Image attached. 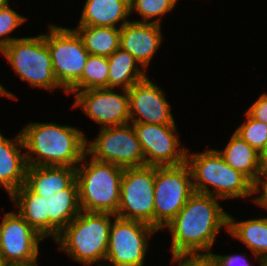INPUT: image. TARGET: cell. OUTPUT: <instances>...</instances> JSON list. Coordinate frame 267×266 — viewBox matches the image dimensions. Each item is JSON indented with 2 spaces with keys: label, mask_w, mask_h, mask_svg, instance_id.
<instances>
[{
  "label": "cell",
  "mask_w": 267,
  "mask_h": 266,
  "mask_svg": "<svg viewBox=\"0 0 267 266\" xmlns=\"http://www.w3.org/2000/svg\"><path fill=\"white\" fill-rule=\"evenodd\" d=\"M218 200L215 196L199 192L188 198L184 207L166 226L172 236V255L207 257L211 253L220 228L228 230L229 214L222 209Z\"/></svg>",
  "instance_id": "6da1fadb"
},
{
  "label": "cell",
  "mask_w": 267,
  "mask_h": 266,
  "mask_svg": "<svg viewBox=\"0 0 267 266\" xmlns=\"http://www.w3.org/2000/svg\"><path fill=\"white\" fill-rule=\"evenodd\" d=\"M21 134L30 166L76 168L86 153V135L72 126L34 122L25 125Z\"/></svg>",
  "instance_id": "7a4b0ae2"
},
{
  "label": "cell",
  "mask_w": 267,
  "mask_h": 266,
  "mask_svg": "<svg viewBox=\"0 0 267 266\" xmlns=\"http://www.w3.org/2000/svg\"><path fill=\"white\" fill-rule=\"evenodd\" d=\"M111 213L81 211L55 240L59 250L85 266L105 261L112 224ZM101 263V264H100Z\"/></svg>",
  "instance_id": "3957f363"
},
{
  "label": "cell",
  "mask_w": 267,
  "mask_h": 266,
  "mask_svg": "<svg viewBox=\"0 0 267 266\" xmlns=\"http://www.w3.org/2000/svg\"><path fill=\"white\" fill-rule=\"evenodd\" d=\"M188 152L186 163L191 170L195 192L219 199L246 198L253 194V183L227 164L216 149H206L201 153ZM209 185L215 190L211 191Z\"/></svg>",
  "instance_id": "277c9868"
},
{
  "label": "cell",
  "mask_w": 267,
  "mask_h": 266,
  "mask_svg": "<svg viewBox=\"0 0 267 266\" xmlns=\"http://www.w3.org/2000/svg\"><path fill=\"white\" fill-rule=\"evenodd\" d=\"M87 152L82 166L76 167L79 203L81 211L111 213L116 215L120 204L121 179L124 168L91 157Z\"/></svg>",
  "instance_id": "5b68a950"
},
{
  "label": "cell",
  "mask_w": 267,
  "mask_h": 266,
  "mask_svg": "<svg viewBox=\"0 0 267 266\" xmlns=\"http://www.w3.org/2000/svg\"><path fill=\"white\" fill-rule=\"evenodd\" d=\"M0 53L15 73L33 87L54 91L60 84L54 76L51 55L43 34L23 37L4 46Z\"/></svg>",
  "instance_id": "8992f818"
},
{
  "label": "cell",
  "mask_w": 267,
  "mask_h": 266,
  "mask_svg": "<svg viewBox=\"0 0 267 266\" xmlns=\"http://www.w3.org/2000/svg\"><path fill=\"white\" fill-rule=\"evenodd\" d=\"M194 192L186 162L178 166H155L154 228L165 229Z\"/></svg>",
  "instance_id": "52a82bcc"
},
{
  "label": "cell",
  "mask_w": 267,
  "mask_h": 266,
  "mask_svg": "<svg viewBox=\"0 0 267 266\" xmlns=\"http://www.w3.org/2000/svg\"><path fill=\"white\" fill-rule=\"evenodd\" d=\"M48 29L43 36L51 55L54 76L67 92L80 79L89 53L74 28L50 24Z\"/></svg>",
  "instance_id": "ba28073f"
},
{
  "label": "cell",
  "mask_w": 267,
  "mask_h": 266,
  "mask_svg": "<svg viewBox=\"0 0 267 266\" xmlns=\"http://www.w3.org/2000/svg\"><path fill=\"white\" fill-rule=\"evenodd\" d=\"M155 166L124 168L120 204L115 216L154 227Z\"/></svg>",
  "instance_id": "9c48e42d"
},
{
  "label": "cell",
  "mask_w": 267,
  "mask_h": 266,
  "mask_svg": "<svg viewBox=\"0 0 267 266\" xmlns=\"http://www.w3.org/2000/svg\"><path fill=\"white\" fill-rule=\"evenodd\" d=\"M114 219L109 232L106 265L143 266L148 239L158 230L144 222L117 216Z\"/></svg>",
  "instance_id": "30bf717a"
},
{
  "label": "cell",
  "mask_w": 267,
  "mask_h": 266,
  "mask_svg": "<svg viewBox=\"0 0 267 266\" xmlns=\"http://www.w3.org/2000/svg\"><path fill=\"white\" fill-rule=\"evenodd\" d=\"M100 129L94 141L86 142L91 157L122 168L144 166V154L132 123Z\"/></svg>",
  "instance_id": "8fae6325"
},
{
  "label": "cell",
  "mask_w": 267,
  "mask_h": 266,
  "mask_svg": "<svg viewBox=\"0 0 267 266\" xmlns=\"http://www.w3.org/2000/svg\"><path fill=\"white\" fill-rule=\"evenodd\" d=\"M142 152L144 165L178 166L186 162L187 150L179 147L176 125L130 122Z\"/></svg>",
  "instance_id": "7c38bea8"
},
{
  "label": "cell",
  "mask_w": 267,
  "mask_h": 266,
  "mask_svg": "<svg viewBox=\"0 0 267 266\" xmlns=\"http://www.w3.org/2000/svg\"><path fill=\"white\" fill-rule=\"evenodd\" d=\"M114 88H100L78 91L72 108L81 107L82 111L101 128L120 126L130 123L128 90L115 93Z\"/></svg>",
  "instance_id": "4fadbf2b"
},
{
  "label": "cell",
  "mask_w": 267,
  "mask_h": 266,
  "mask_svg": "<svg viewBox=\"0 0 267 266\" xmlns=\"http://www.w3.org/2000/svg\"><path fill=\"white\" fill-rule=\"evenodd\" d=\"M42 240L18 213H5L0 235V254L6 266L37 261L38 245Z\"/></svg>",
  "instance_id": "5bb4252c"
},
{
  "label": "cell",
  "mask_w": 267,
  "mask_h": 266,
  "mask_svg": "<svg viewBox=\"0 0 267 266\" xmlns=\"http://www.w3.org/2000/svg\"><path fill=\"white\" fill-rule=\"evenodd\" d=\"M128 95L130 122L176 125L163 90L148 77L130 87Z\"/></svg>",
  "instance_id": "9a60e30c"
},
{
  "label": "cell",
  "mask_w": 267,
  "mask_h": 266,
  "mask_svg": "<svg viewBox=\"0 0 267 266\" xmlns=\"http://www.w3.org/2000/svg\"><path fill=\"white\" fill-rule=\"evenodd\" d=\"M161 25L128 21L120 28V48L129 52L143 67L149 63L162 43Z\"/></svg>",
  "instance_id": "2e32d148"
},
{
  "label": "cell",
  "mask_w": 267,
  "mask_h": 266,
  "mask_svg": "<svg viewBox=\"0 0 267 266\" xmlns=\"http://www.w3.org/2000/svg\"><path fill=\"white\" fill-rule=\"evenodd\" d=\"M21 147V148H20ZM21 132L12 140L0 132V185L8 192L9 197L25 183L27 162Z\"/></svg>",
  "instance_id": "e0dca14e"
},
{
  "label": "cell",
  "mask_w": 267,
  "mask_h": 266,
  "mask_svg": "<svg viewBox=\"0 0 267 266\" xmlns=\"http://www.w3.org/2000/svg\"><path fill=\"white\" fill-rule=\"evenodd\" d=\"M76 179V168L67 166H27L24 185L46 199L66 189Z\"/></svg>",
  "instance_id": "ac0fdd59"
},
{
  "label": "cell",
  "mask_w": 267,
  "mask_h": 266,
  "mask_svg": "<svg viewBox=\"0 0 267 266\" xmlns=\"http://www.w3.org/2000/svg\"><path fill=\"white\" fill-rule=\"evenodd\" d=\"M46 199L48 237L56 240L60 232L81 212L76 179L66 189Z\"/></svg>",
  "instance_id": "d6986e66"
},
{
  "label": "cell",
  "mask_w": 267,
  "mask_h": 266,
  "mask_svg": "<svg viewBox=\"0 0 267 266\" xmlns=\"http://www.w3.org/2000/svg\"><path fill=\"white\" fill-rule=\"evenodd\" d=\"M129 16L130 0H86L78 25L121 28Z\"/></svg>",
  "instance_id": "ffe728a7"
},
{
  "label": "cell",
  "mask_w": 267,
  "mask_h": 266,
  "mask_svg": "<svg viewBox=\"0 0 267 266\" xmlns=\"http://www.w3.org/2000/svg\"><path fill=\"white\" fill-rule=\"evenodd\" d=\"M18 213L43 239L48 237L47 199L30 191L24 184L11 196Z\"/></svg>",
  "instance_id": "44dd1931"
},
{
  "label": "cell",
  "mask_w": 267,
  "mask_h": 266,
  "mask_svg": "<svg viewBox=\"0 0 267 266\" xmlns=\"http://www.w3.org/2000/svg\"><path fill=\"white\" fill-rule=\"evenodd\" d=\"M227 231L245 244L260 263L267 258V217L235 222L234 217L228 215Z\"/></svg>",
  "instance_id": "7402d4cb"
},
{
  "label": "cell",
  "mask_w": 267,
  "mask_h": 266,
  "mask_svg": "<svg viewBox=\"0 0 267 266\" xmlns=\"http://www.w3.org/2000/svg\"><path fill=\"white\" fill-rule=\"evenodd\" d=\"M224 161L235 170L240 171L252 183L260 176V157L253 147L235 132L222 151L217 150Z\"/></svg>",
  "instance_id": "603a6c76"
},
{
  "label": "cell",
  "mask_w": 267,
  "mask_h": 266,
  "mask_svg": "<svg viewBox=\"0 0 267 266\" xmlns=\"http://www.w3.org/2000/svg\"><path fill=\"white\" fill-rule=\"evenodd\" d=\"M108 62V88L116 89L120 86V90H128L135 83L147 77L143 68L140 69L139 62L120 47L108 57Z\"/></svg>",
  "instance_id": "cb8c5ba5"
},
{
  "label": "cell",
  "mask_w": 267,
  "mask_h": 266,
  "mask_svg": "<svg viewBox=\"0 0 267 266\" xmlns=\"http://www.w3.org/2000/svg\"><path fill=\"white\" fill-rule=\"evenodd\" d=\"M75 31L82 38L90 55L111 56L120 47V27L77 25Z\"/></svg>",
  "instance_id": "d4e9b609"
},
{
  "label": "cell",
  "mask_w": 267,
  "mask_h": 266,
  "mask_svg": "<svg viewBox=\"0 0 267 266\" xmlns=\"http://www.w3.org/2000/svg\"><path fill=\"white\" fill-rule=\"evenodd\" d=\"M108 76V57L89 54L80 79L66 93L108 88Z\"/></svg>",
  "instance_id": "484cf974"
},
{
  "label": "cell",
  "mask_w": 267,
  "mask_h": 266,
  "mask_svg": "<svg viewBox=\"0 0 267 266\" xmlns=\"http://www.w3.org/2000/svg\"><path fill=\"white\" fill-rule=\"evenodd\" d=\"M177 1L178 0H130V14L135 10L143 19V21H136L161 25V17L171 12V10L175 8V5H177ZM152 18H156V20H152Z\"/></svg>",
  "instance_id": "4316f807"
},
{
  "label": "cell",
  "mask_w": 267,
  "mask_h": 266,
  "mask_svg": "<svg viewBox=\"0 0 267 266\" xmlns=\"http://www.w3.org/2000/svg\"><path fill=\"white\" fill-rule=\"evenodd\" d=\"M245 114L246 120L234 132L260 153L267 144V123Z\"/></svg>",
  "instance_id": "83f0119b"
},
{
  "label": "cell",
  "mask_w": 267,
  "mask_h": 266,
  "mask_svg": "<svg viewBox=\"0 0 267 266\" xmlns=\"http://www.w3.org/2000/svg\"><path fill=\"white\" fill-rule=\"evenodd\" d=\"M26 19L10 8L9 2L0 6V50L14 40L19 39L17 37H10L9 33H12L21 24H24Z\"/></svg>",
  "instance_id": "f1b7e54d"
},
{
  "label": "cell",
  "mask_w": 267,
  "mask_h": 266,
  "mask_svg": "<svg viewBox=\"0 0 267 266\" xmlns=\"http://www.w3.org/2000/svg\"><path fill=\"white\" fill-rule=\"evenodd\" d=\"M207 260L212 266H253L245 255H217L211 252ZM259 266H262V263H259Z\"/></svg>",
  "instance_id": "f546056e"
},
{
  "label": "cell",
  "mask_w": 267,
  "mask_h": 266,
  "mask_svg": "<svg viewBox=\"0 0 267 266\" xmlns=\"http://www.w3.org/2000/svg\"><path fill=\"white\" fill-rule=\"evenodd\" d=\"M252 118L267 123V93H263L246 111Z\"/></svg>",
  "instance_id": "4dcf8cb0"
},
{
  "label": "cell",
  "mask_w": 267,
  "mask_h": 266,
  "mask_svg": "<svg viewBox=\"0 0 267 266\" xmlns=\"http://www.w3.org/2000/svg\"><path fill=\"white\" fill-rule=\"evenodd\" d=\"M264 176V177H263ZM261 186V187H260ZM253 195L258 194L261 191L260 196H256L253 200L259 207L267 210V175H260L258 179L253 183Z\"/></svg>",
  "instance_id": "1f68e13d"
},
{
  "label": "cell",
  "mask_w": 267,
  "mask_h": 266,
  "mask_svg": "<svg viewBox=\"0 0 267 266\" xmlns=\"http://www.w3.org/2000/svg\"><path fill=\"white\" fill-rule=\"evenodd\" d=\"M171 259V263H179L175 266H202L207 261V257L198 255H172Z\"/></svg>",
  "instance_id": "d6a6232c"
},
{
  "label": "cell",
  "mask_w": 267,
  "mask_h": 266,
  "mask_svg": "<svg viewBox=\"0 0 267 266\" xmlns=\"http://www.w3.org/2000/svg\"><path fill=\"white\" fill-rule=\"evenodd\" d=\"M260 157V175H267V144L266 147L259 153Z\"/></svg>",
  "instance_id": "836d02e7"
},
{
  "label": "cell",
  "mask_w": 267,
  "mask_h": 266,
  "mask_svg": "<svg viewBox=\"0 0 267 266\" xmlns=\"http://www.w3.org/2000/svg\"><path fill=\"white\" fill-rule=\"evenodd\" d=\"M0 96H6V97H9V98H13V99H16L18 100V98L11 92L7 91L6 88H4L1 84H0Z\"/></svg>",
  "instance_id": "e575fe53"
},
{
  "label": "cell",
  "mask_w": 267,
  "mask_h": 266,
  "mask_svg": "<svg viewBox=\"0 0 267 266\" xmlns=\"http://www.w3.org/2000/svg\"><path fill=\"white\" fill-rule=\"evenodd\" d=\"M37 261L29 264H18V265H8V266H37Z\"/></svg>",
  "instance_id": "d590c367"
},
{
  "label": "cell",
  "mask_w": 267,
  "mask_h": 266,
  "mask_svg": "<svg viewBox=\"0 0 267 266\" xmlns=\"http://www.w3.org/2000/svg\"><path fill=\"white\" fill-rule=\"evenodd\" d=\"M9 2V0H0V6L7 4Z\"/></svg>",
  "instance_id": "8d00e7d4"
},
{
  "label": "cell",
  "mask_w": 267,
  "mask_h": 266,
  "mask_svg": "<svg viewBox=\"0 0 267 266\" xmlns=\"http://www.w3.org/2000/svg\"><path fill=\"white\" fill-rule=\"evenodd\" d=\"M0 266H6L5 263H4L3 260H2V256H1V254H0Z\"/></svg>",
  "instance_id": "74e56055"
},
{
  "label": "cell",
  "mask_w": 267,
  "mask_h": 266,
  "mask_svg": "<svg viewBox=\"0 0 267 266\" xmlns=\"http://www.w3.org/2000/svg\"><path fill=\"white\" fill-rule=\"evenodd\" d=\"M262 266H267V258L262 260Z\"/></svg>",
  "instance_id": "f35d334b"
},
{
  "label": "cell",
  "mask_w": 267,
  "mask_h": 266,
  "mask_svg": "<svg viewBox=\"0 0 267 266\" xmlns=\"http://www.w3.org/2000/svg\"><path fill=\"white\" fill-rule=\"evenodd\" d=\"M202 266H212L211 263L207 260Z\"/></svg>",
  "instance_id": "ab89813d"
},
{
  "label": "cell",
  "mask_w": 267,
  "mask_h": 266,
  "mask_svg": "<svg viewBox=\"0 0 267 266\" xmlns=\"http://www.w3.org/2000/svg\"><path fill=\"white\" fill-rule=\"evenodd\" d=\"M2 224H3V219H2V222L0 223V235H1V230H2Z\"/></svg>",
  "instance_id": "60d3db41"
}]
</instances>
